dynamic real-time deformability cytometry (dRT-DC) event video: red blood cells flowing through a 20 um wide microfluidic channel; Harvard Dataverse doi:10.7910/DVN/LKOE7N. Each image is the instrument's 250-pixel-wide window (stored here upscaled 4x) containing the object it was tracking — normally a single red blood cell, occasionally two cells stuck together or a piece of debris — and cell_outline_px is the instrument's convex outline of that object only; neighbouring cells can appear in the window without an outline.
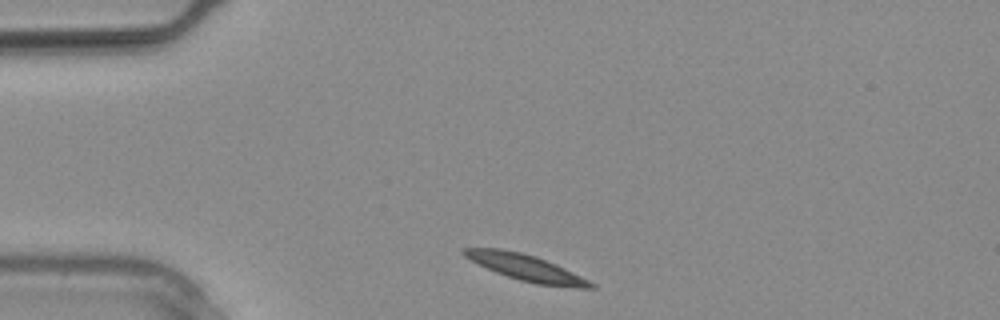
{"species": "common noctule bat (a hibernating species)", "species_latin": "Nyctalus noctula", "temperature_condition": "warm", "stored_images_in_passage": 5, "camera_frame_rate_fps": 3000, "um_per_image_px": 0.085, "animal": {"sex": "male", "body_mass_g": 20.4}, "frame": {"image": 1, "passage_image": 1, "time_ms": 0.0, "image_size_px": [1000, 320], "cell_outline_px": [[596, 288], [576, 288], [536, 284], [520, 280], [496, 272], [464, 256], [460, 252], [460, 248], [500, 248], [520, 252], [536, 256], [556, 264], [596, 284]], "centroid_in_image_um": [44.72, 22.75], "position_along_channel_um": 40.3, "area_um2": 19.19}}
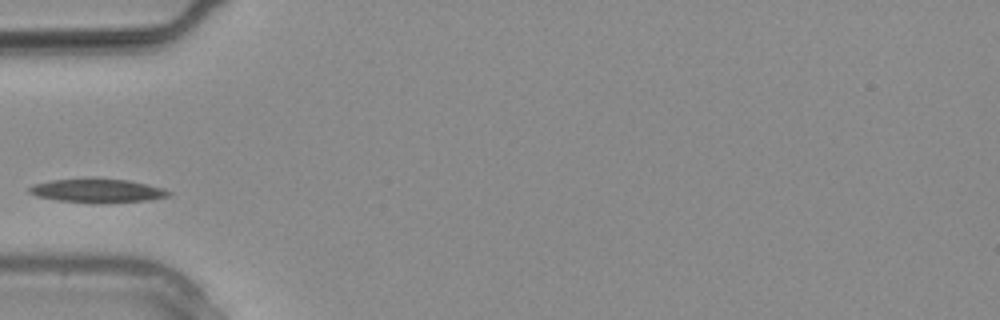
{"frame": {"image": 2, "passage_image": 4, "time_ms": 1.0, "image_size_px": [1000, 320], "cell_outline_px": [[172, 196], [148, 200], [56, 200], [36, 196], [28, 192], [28, 188], [36, 184], [52, 180], [88, 176], [128, 180], [148, 184], [164, 188], [172, 192]], "centroid_in_image_um": [8.29, 16.12], "position_along_channel_um": 76.7, "area_um2": 18.79}}